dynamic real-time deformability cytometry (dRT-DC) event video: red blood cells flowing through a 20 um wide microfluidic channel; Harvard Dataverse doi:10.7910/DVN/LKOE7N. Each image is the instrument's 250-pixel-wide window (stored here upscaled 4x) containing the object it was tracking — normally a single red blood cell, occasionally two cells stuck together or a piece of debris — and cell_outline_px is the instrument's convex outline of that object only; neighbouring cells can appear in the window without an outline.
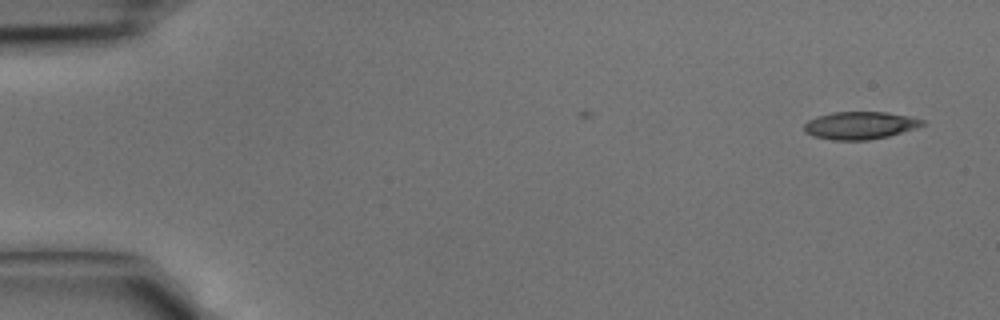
{"species": "common noctule bat (a hibernating species)", "species_latin": "Nyctalus noctula", "temperature_condition": "cold", "stored_images_in_passage": 4, "camera_frame_rate_fps": 3000, "um_per_image_px": 0.085, "animal": {"sex": "male", "body_mass_g": 15.6}, "frame": {"image": 1, "passage_image": 1, "time_ms": 0.0, "image_size_px": [1000, 320], "cell_outline_px": [[924, 124], [916, 128], [888, 136], [868, 140], [832, 140], [812, 136], [804, 132], [804, 124], [808, 120], [816, 116], [832, 112], [888, 112], [908, 116], [924, 120]], "centroid_in_image_um": [73.06, 10.66], "position_along_channel_um": 11.9, "area_um2": 19.07}}